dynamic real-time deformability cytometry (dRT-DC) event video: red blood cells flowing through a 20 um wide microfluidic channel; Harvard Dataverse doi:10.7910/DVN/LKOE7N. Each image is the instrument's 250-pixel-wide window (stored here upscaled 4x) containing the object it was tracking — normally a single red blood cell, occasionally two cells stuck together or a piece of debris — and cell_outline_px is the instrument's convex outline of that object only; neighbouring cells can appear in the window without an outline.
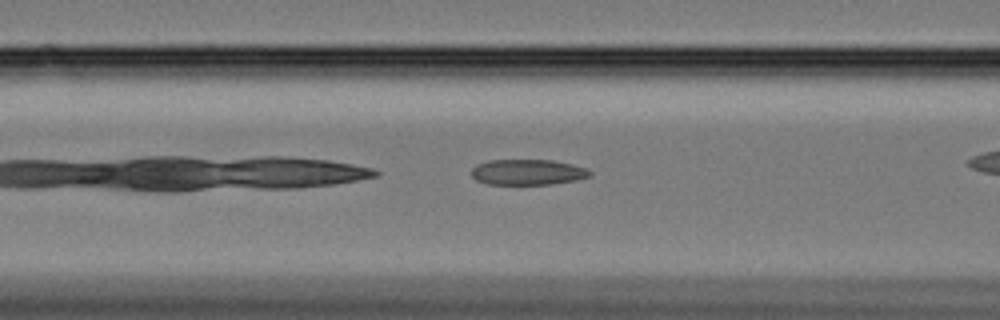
{"species": "Egyptian fruit bat (a non-hibernating species)", "species_latin": "Rousettus aegyptiacus", "temperature_condition": "cold", "stored_images_in_passage": 34, "camera_frame_rate_fps": 3000, "um_per_image_px": 0.085, "animal": {"sex": "female"}, "frame": {"image": 1, "passage_image": 10, "time_ms": 3.0, "image_size_px": [1000, 320], "cell_outline_px": [[592, 176], [576, 180], [548, 184], [488, 184], [476, 180], [472, 176], [472, 168], [476, 164], [488, 160], [552, 160], [572, 164], [588, 168], [592, 172]], "centroid_in_image_um": [44.87, 14.62], "position_along_channel_um": 121.7, "area_um2": 17.74}}